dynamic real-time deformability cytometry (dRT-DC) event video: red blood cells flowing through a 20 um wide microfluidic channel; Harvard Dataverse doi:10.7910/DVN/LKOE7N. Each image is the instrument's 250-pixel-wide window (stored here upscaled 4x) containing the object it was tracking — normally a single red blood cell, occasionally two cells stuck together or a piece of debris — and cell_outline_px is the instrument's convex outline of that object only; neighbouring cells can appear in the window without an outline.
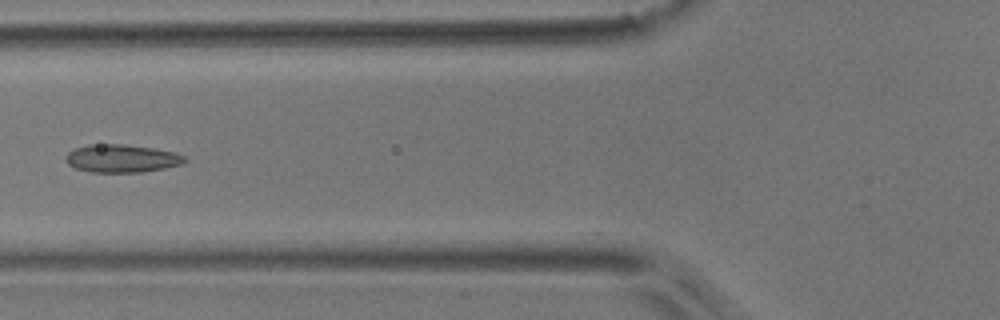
{"species": "common noctule bat (a hibernating species)", "species_latin": "Nyctalus noctula", "temperature_condition": "room temperature", "stored_images_in_passage": 9, "camera_frame_rate_fps": 3000, "um_per_image_px": 0.085, "animal": {"sex": "male", "body_mass_g": 17.9}, "frame": {"image": 1, "passage_image": 6, "time_ms": 6.0, "image_size_px": [1000, 320], "cell_outline_px": [[188, 160], [184, 164], [164, 168], [140, 172], [92, 172], [76, 168], [68, 164], [64, 160], [68, 152], [72, 148], [88, 144], [124, 144], [152, 148], [176, 152], [184, 156]], "centroid_in_image_um": [10.34, 13.46], "position_along_channel_um": 115.5, "area_um2": 19.54}}
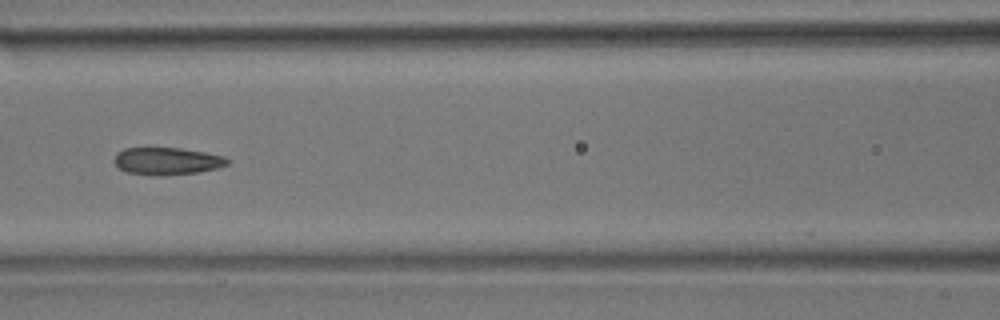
{"frame": {"image": 2, "passage_image": 7, "time_ms": 7.0, "image_size_px": [1000, 320], "cell_outline_px": [[232, 160], [228, 164], [216, 168], [196, 172], [164, 176], [152, 176], [124, 172], [112, 160], [116, 152], [124, 148], [148, 144], [180, 148], [204, 152], [224, 156]], "centroid_in_image_um": [14.1, 13.65], "position_along_channel_um": 152.5, "area_um2": 19.07}}
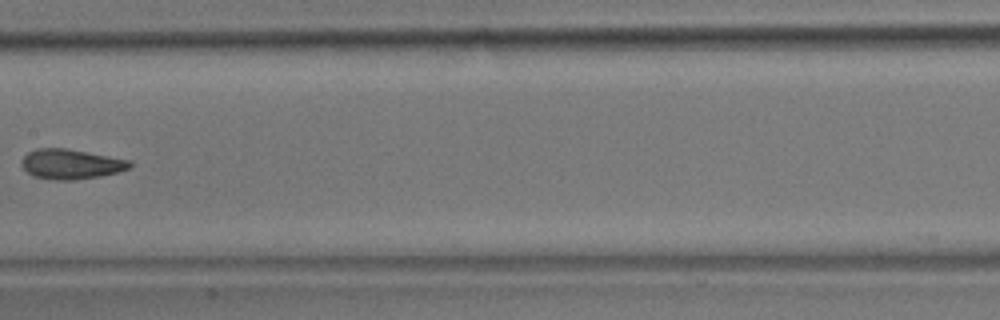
{"frame": {"image": 3, "passage_image": 8, "time_ms": 8.333, "image_size_px": [1000, 320], "cell_outline_px": [[132, 168], [120, 172], [100, 176], [72, 180], [56, 180], [32, 176], [20, 164], [24, 156], [28, 152], [36, 148], [68, 148], [132, 160]], "centroid_in_image_um": [6.08, 13.94], "position_along_channel_um": 201.3, "area_um2": 19.13}}